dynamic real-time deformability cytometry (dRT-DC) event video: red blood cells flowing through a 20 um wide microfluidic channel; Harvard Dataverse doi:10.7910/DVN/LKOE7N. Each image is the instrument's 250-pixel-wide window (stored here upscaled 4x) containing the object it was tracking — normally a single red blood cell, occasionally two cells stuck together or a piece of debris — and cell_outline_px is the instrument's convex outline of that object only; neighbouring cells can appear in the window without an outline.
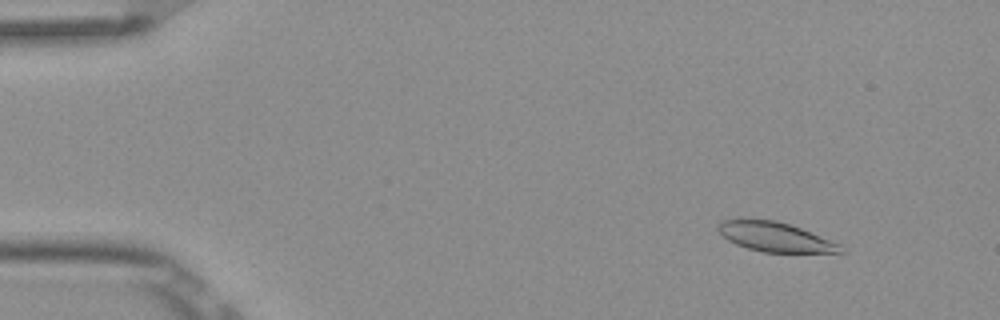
{"species": "Egyptian fruit bat (a non-hibernating species)", "species_latin": "Rousettus aegyptiacus", "temperature_condition": "room temperature", "stored_images_in_passage": 5, "camera_frame_rate_fps": 3000, "um_per_image_px": 0.085, "frame": {"image": 1, "passage_image": 2, "time_ms": 0.333, "image_size_px": [1000, 320], "cell_outline_px": [[848, 252], [764, 252], [748, 248], [736, 244], [728, 240], [716, 228], [716, 224], [720, 220], [776, 220], [800, 228], [840, 244]], "centroid_in_image_um": [65.88, 20.14], "position_along_channel_um": 19.1, "area_um2": 20.63}}
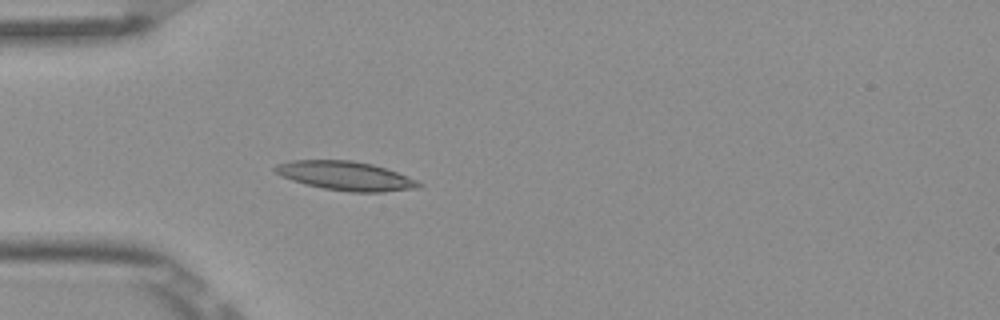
{"frame": {"image": 2, "passage_image": 5, "time_ms": 1.333, "image_size_px": [1000, 320], "cell_outline_px": [[424, 184], [420, 188], [380, 192], [352, 192], [324, 188], [304, 184], [292, 180], [276, 172], [272, 168], [276, 164], [292, 160], [352, 160], [372, 164], [408, 176]], "centroid_in_image_um": [29.39, 14.94], "position_along_channel_um": 55.6, "area_um2": 24.16}}